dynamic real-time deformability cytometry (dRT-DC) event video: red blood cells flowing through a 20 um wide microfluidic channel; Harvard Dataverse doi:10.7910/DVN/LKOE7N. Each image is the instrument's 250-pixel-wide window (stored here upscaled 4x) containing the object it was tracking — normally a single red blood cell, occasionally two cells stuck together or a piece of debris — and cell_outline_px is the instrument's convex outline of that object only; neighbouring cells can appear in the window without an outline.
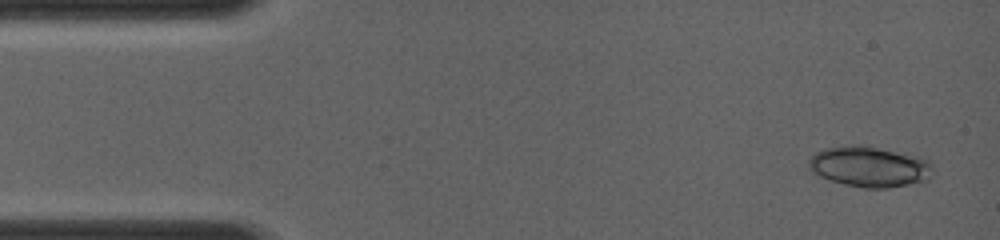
{"species": "common noctule bat (a hibernating species)", "species_latin": "Nyctalus noctula", "temperature_condition": "room temperature", "stored_images_in_passage": 4, "camera_frame_rate_fps": 4000, "um_per_image_px": 0.085, "animal": {"sex": "female", "body_mass_g": 19.0, "forearm_length_mm": 56.7}, "frame": {"image": 1, "passage_image": 1, "time_ms": 0.0, "image_size_px": [1000, 240], "cell_outline_px": [[932, 168], [928, 180], [888, 188], [864, 188], [844, 184], [816, 176], [808, 168], [808, 160], [816, 152], [824, 148], [856, 144], [864, 144], [916, 156], [928, 160], [932, 164]], "centroid_in_image_um": [73.86, 14.16], "position_along_channel_um": 11.1, "area_um2": 29.54}}